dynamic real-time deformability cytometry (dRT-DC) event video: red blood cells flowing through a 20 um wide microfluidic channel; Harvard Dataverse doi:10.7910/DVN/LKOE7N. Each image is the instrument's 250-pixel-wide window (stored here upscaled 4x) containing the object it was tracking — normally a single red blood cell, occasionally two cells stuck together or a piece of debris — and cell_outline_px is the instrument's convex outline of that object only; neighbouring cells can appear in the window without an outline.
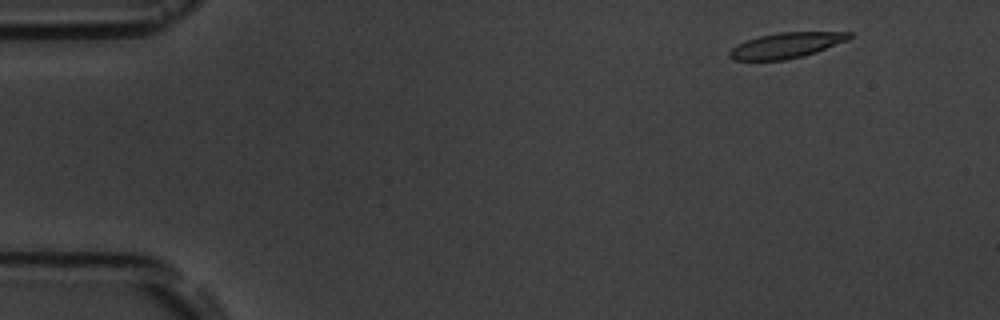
{"species": "common noctule bat (a hibernating species)", "species_latin": "Nyctalus noctula", "temperature_condition": "room temperature", "stored_images_in_passage": 14, "camera_frame_rate_fps": 3000, "um_per_image_px": 0.085, "animal": {"sex": "male", "body_mass_g": 19.5, "forearm_length_mm": 54.6}, "frame": {"image": 1, "passage_image": 1, "time_ms": 0.0, "image_size_px": [1000, 320], "cell_outline_px": [[852, 36], [848, 40], [816, 52], [804, 56], [784, 60], [732, 60], [728, 56], [728, 52], [736, 44], [760, 36], [780, 32], [852, 32]], "centroid_in_image_um": [66.82, 3.86], "position_along_channel_um": 18.2, "area_um2": 17.74}}
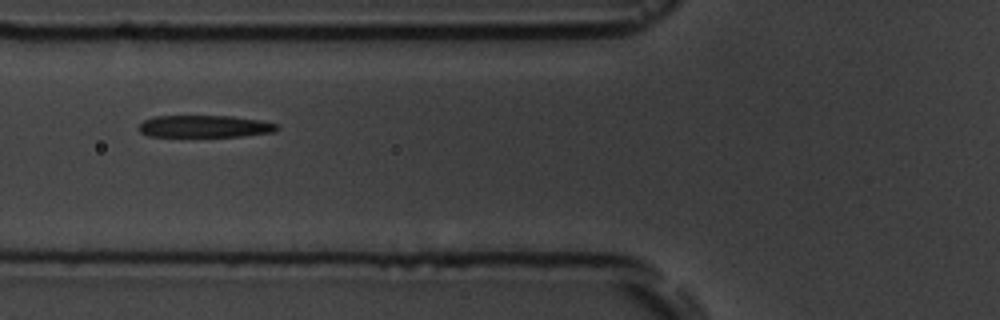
{"frame": {"image": 2, "passage_image": 5, "time_ms": 5.333, "image_size_px": [1000, 320], "cell_outline_px": [[280, 128], [276, 132], [240, 136], [148, 136], [140, 132], [136, 128], [144, 120], [152, 116], [232, 116], [260, 120], [280, 124]], "centroid_in_image_um": [17.42, 10.73], "position_along_channel_um": 108.4, "area_um2": 17.98}}
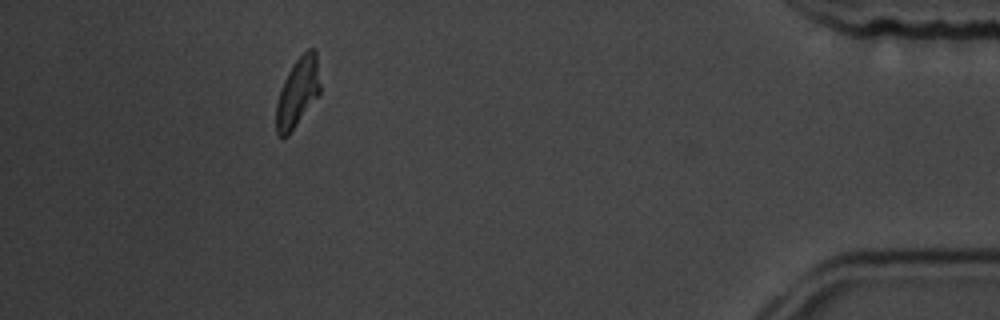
{"frame": {"image": 3, "passage_image": 13, "time_ms": 15.333, "image_size_px": [1000, 320], "cell_outline_px": [[320, 96], [288, 136], [276, 136], [276, 104], [280, 88], [292, 64], [308, 48], [316, 48], [320, 84]], "centroid_in_image_um": [25.31, 7.86], "position_along_channel_um": 409.9, "area_um2": 18.09}, "authors_computed_cell_mechanics": {"area_um2": 18.8139, "velocity_mm_per_s": 3.5842, "shape_relaxation_time_tau1_ms": 2.4347, "shape_relaxation_time_tau2_ms": 1.8377, "deformation_change_tau1": 0.1526, "deformation_change_tau2": 0.101}}